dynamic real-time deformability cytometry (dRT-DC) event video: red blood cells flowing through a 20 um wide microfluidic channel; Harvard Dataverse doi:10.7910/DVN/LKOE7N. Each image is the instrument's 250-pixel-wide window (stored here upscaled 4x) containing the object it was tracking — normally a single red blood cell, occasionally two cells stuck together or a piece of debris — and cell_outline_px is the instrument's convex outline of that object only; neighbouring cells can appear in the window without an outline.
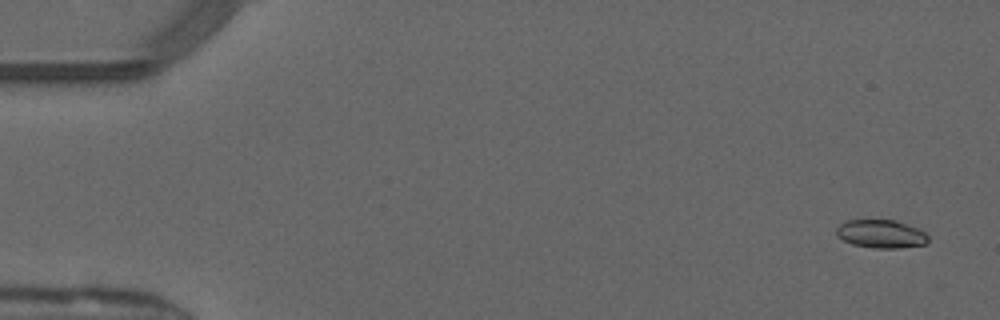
{"species": "common noctule bat (a hibernating species)", "species_latin": "Nyctalus noctula", "temperature_condition": "warm", "stored_images_in_passage": 50, "camera_frame_rate_fps": 3000, "um_per_image_px": 0.085, "animal": {"sex": "male", "forearm_length_mm": 52.5}, "frame": {"image": 1, "passage_image": 1, "time_ms": 0.0, "image_size_px": [1000, 320], "cell_outline_px": [[928, 240], [924, 244], [900, 248], [872, 248], [852, 244], [836, 236], [836, 228], [840, 224], [848, 220], [896, 220], [920, 228], [928, 236]], "centroid_in_image_um": [74.89, 19.88], "position_along_channel_um": 10.1, "area_um2": 15.2}}
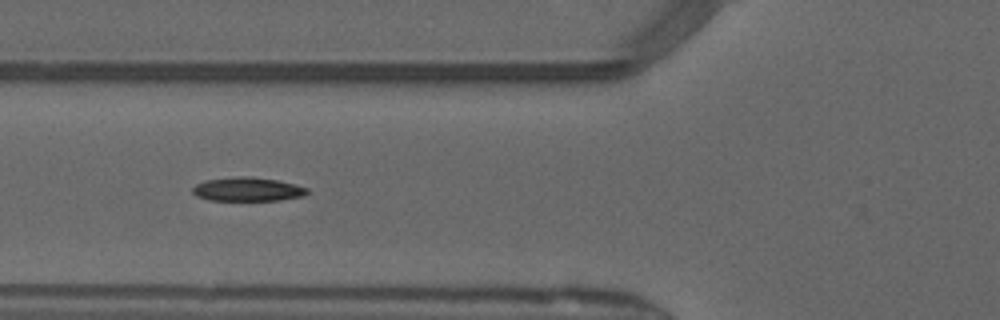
{"frame": {"image": 2, "passage_image": 18, "time_ms": 5.667, "image_size_px": [1000, 320], "cell_outline_px": [[308, 192], [304, 196], [280, 200], [208, 200], [196, 196], [192, 192], [192, 188], [196, 184], [204, 180], [236, 176], [252, 176], [276, 180], [296, 184], [308, 188]], "centroid_in_image_um": [21.03, 16.08], "position_along_channel_um": 104.8, "area_um2": 16.07}}
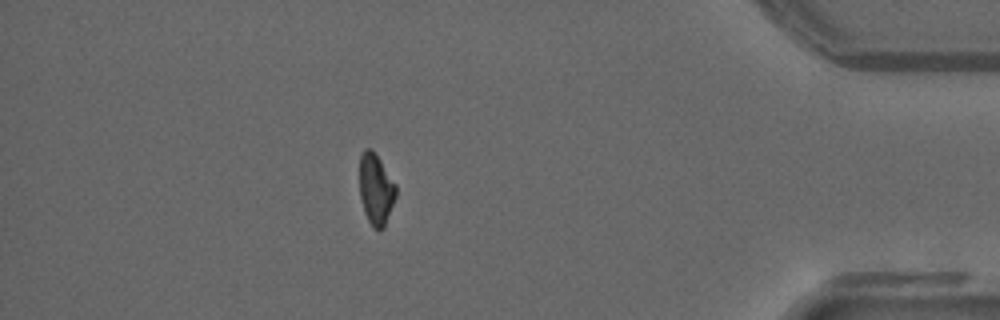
{"frame": {"image": 3, "passage_image": 43, "time_ms": 14.0, "image_size_px": [1000, 320], "cell_outline_px": [[396, 196], [384, 228], [380, 232], [372, 228], [364, 212], [360, 196], [360, 156], [364, 148], [372, 148], [396, 184]], "centroid_in_image_um": [31.95, 16.11], "position_along_channel_um": 403.2, "area_um2": 15.2}, "authors_computed_cell_mechanics": {"area_um2": 15.5771, "velocity_mm_per_s": 4.1225, "shape_relaxation_time_tau1_ms": 5.6514, "shape_relaxation_time_tau2_ms": 7.9919, "deformation_change_tau1": 0.156, "deformation_change_tau2": 0.1457}}